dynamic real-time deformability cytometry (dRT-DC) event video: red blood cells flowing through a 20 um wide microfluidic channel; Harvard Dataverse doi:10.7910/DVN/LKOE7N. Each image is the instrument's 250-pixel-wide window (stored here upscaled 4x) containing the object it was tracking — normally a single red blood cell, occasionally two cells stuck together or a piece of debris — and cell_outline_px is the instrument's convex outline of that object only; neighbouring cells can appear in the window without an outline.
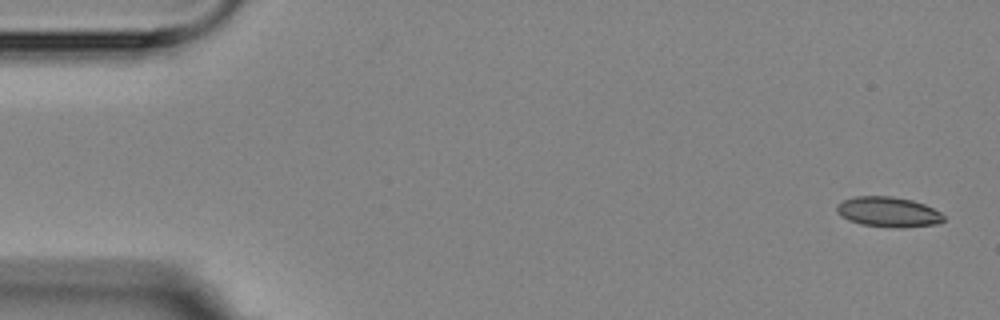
{"species": "Egyptian fruit bat (a non-hibernating species)", "species_latin": "Rousettus aegyptiacus", "temperature_condition": "room temperature", "stored_images_in_passage": 5, "segment_of_instrument_passage": [1, 2], "camera_frame_rate_fps": 3000, "um_per_image_px": 0.085, "animal": {"sex": "female"}, "frame": {"image": 1, "passage_image": 1, "time_ms": 0.0, "image_size_px": [1000, 320], "cell_outline_px": [[944, 220], [936, 224], [900, 228], [860, 224], [848, 220], [840, 216], [836, 212], [836, 204], [844, 200], [856, 196], [892, 196], [912, 200], [924, 204], [940, 212], [944, 216]], "centroid_in_image_um": [75.47, 18.01], "position_along_channel_um": 9.5, "area_um2": 18.79}}
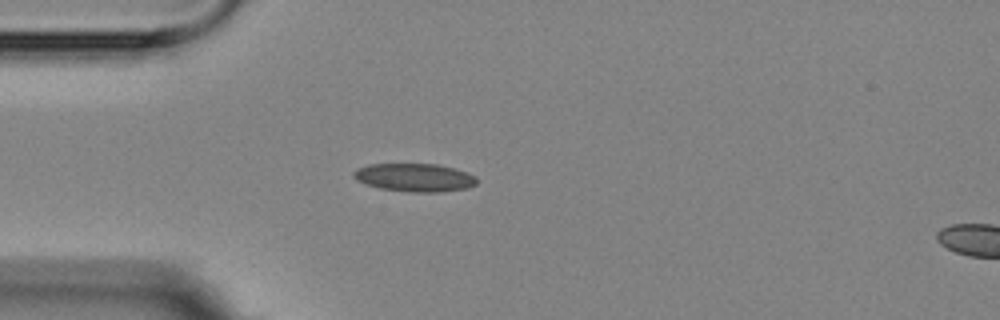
{"frame": {"image": 2, "passage_image": 4, "time_ms": 4.333, "image_size_px": [1000, 320], "cell_outline_px": [[476, 184], [464, 188], [436, 192], [416, 192], [380, 188], [356, 180], [352, 176], [352, 172], [356, 168], [368, 164], [436, 164], [468, 172], [476, 176]], "centroid_in_image_um": [35.2, 15.07], "position_along_channel_um": 49.8, "area_um2": 20.0}}